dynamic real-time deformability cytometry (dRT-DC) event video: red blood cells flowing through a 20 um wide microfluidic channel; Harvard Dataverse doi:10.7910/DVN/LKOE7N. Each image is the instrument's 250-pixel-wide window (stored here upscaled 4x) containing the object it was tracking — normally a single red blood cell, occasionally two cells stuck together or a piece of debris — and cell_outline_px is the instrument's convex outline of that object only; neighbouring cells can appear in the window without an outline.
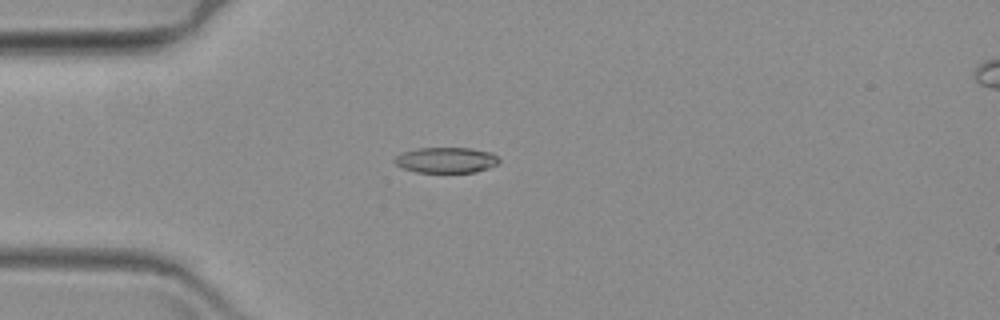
{"species": "common noctule bat (a hibernating species)", "species_latin": "Nyctalus noctula", "temperature_condition": "warm", "stored_images_in_passage": 41, "camera_frame_rate_fps": 3000, "um_per_image_px": 0.085, "animal": {"sex": "female", "body_mass_g": 19.3, "forearm_length_mm": 54.1}, "frame": {"image": 1, "passage_image": 1, "time_ms": 0.0, "image_size_px": [1000, 320], "cell_outline_px": [[500, 160], [496, 164], [488, 168], [476, 172], [416, 172], [404, 168], [396, 164], [392, 160], [400, 152], [416, 148], [468, 148], [492, 152]], "centroid_in_image_um": [37.89, 13.6], "position_along_channel_um": 47.1, "area_um2": 15.61}}
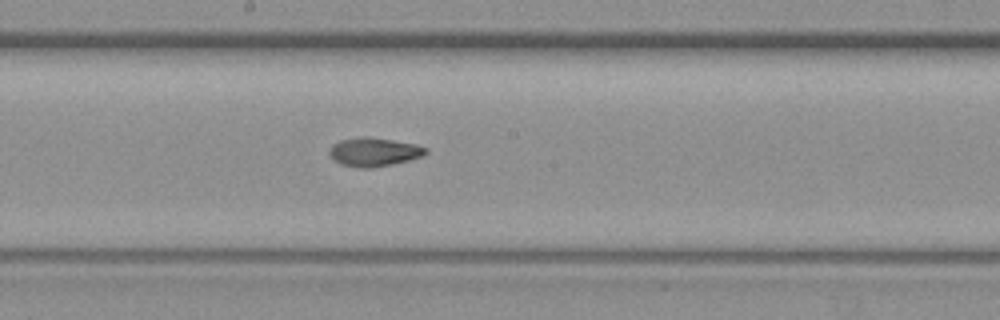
{"frame": {"image": 2, "passage_image": 18, "time_ms": 5.667, "image_size_px": [1000, 320], "cell_outline_px": [[428, 152], [424, 156], [392, 164], [372, 168], [360, 168], [340, 164], [328, 152], [328, 148], [332, 144], [340, 140], [360, 136], [364, 136], [392, 140], [416, 144], [428, 148]], "centroid_in_image_um": [31.79, 12.91], "position_along_channel_um": 216.4, "area_um2": 16.18}}
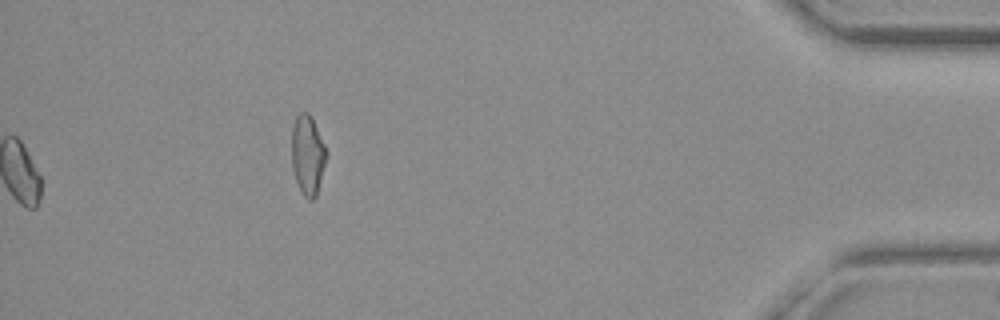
{"frame": {"image": 3, "passage_image": 41, "time_ms": 13.333, "image_size_px": [1000, 320], "cell_outline_px": [[328, 152], [316, 196], [312, 200], [308, 200], [304, 196], [296, 180], [292, 168], [292, 124], [296, 116], [300, 112], [308, 112], [312, 116]], "centroid_in_image_um": [26.15, 13.13], "position_along_channel_um": 409.0, "area_um2": 16.18}}